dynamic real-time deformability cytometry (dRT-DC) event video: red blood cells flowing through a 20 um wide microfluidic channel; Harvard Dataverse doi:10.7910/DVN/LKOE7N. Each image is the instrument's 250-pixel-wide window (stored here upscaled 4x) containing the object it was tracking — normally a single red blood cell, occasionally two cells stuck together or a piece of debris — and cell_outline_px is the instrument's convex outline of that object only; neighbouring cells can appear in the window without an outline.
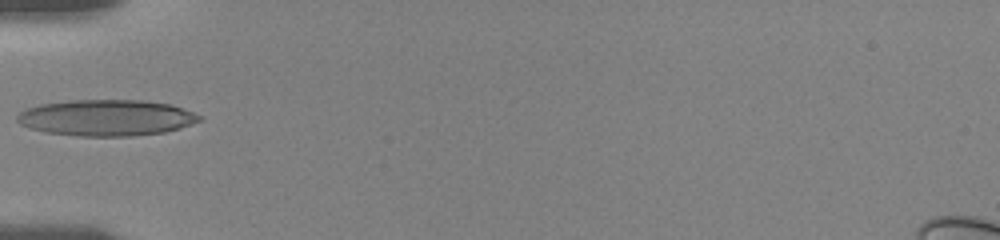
{"species": "human", "species_latin": "Homo sapiens", "temperature_condition": "room temperature", "stored_images_in_passage": 32, "camera_frame_rate_fps": 3000, "um_per_image_px": 0.085, "donor": {"sex": "female"}, "frame": {"image": 1, "passage_image": 1, "time_ms": 0.0, "image_size_px": [1000, 240], "cell_outline_px": [[204, 116], [200, 120], [180, 128], [164, 132], [132, 136], [80, 136], [48, 132], [28, 128], [20, 124], [16, 120], [16, 116], [24, 108], [40, 104], [68, 100], [144, 100], [172, 104]], "centroid_in_image_um": [9.03, 10.0], "position_along_channel_um": 76.0, "area_um2": 38.67}}
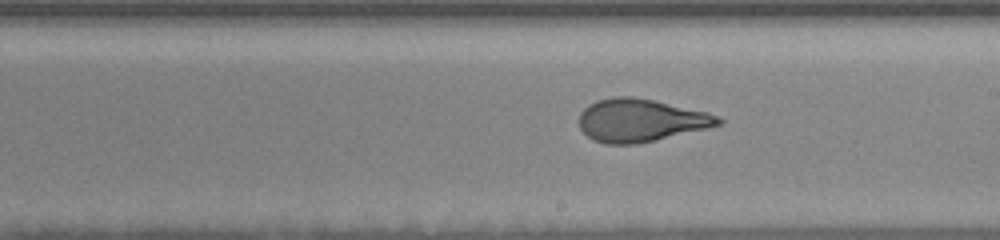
{"frame": {"image": 2, "passage_image": 14, "time_ms": 4.333, "image_size_px": [1000, 240], "cell_outline_px": [[724, 124], [708, 128], [636, 144], [604, 144], [592, 140], [580, 128], [580, 112], [588, 104], [596, 100], [612, 96], [632, 96], [652, 100], [708, 112], [724, 120]], "centroid_in_image_um": [54.44, 10.22], "position_along_channel_um": 234.6, "area_um2": 34.74}}
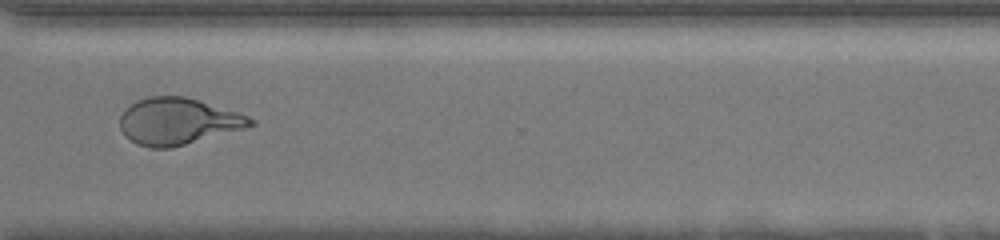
{"frame": {"image": 3, "passage_image": 24, "time_ms": 7.667, "image_size_px": [1000, 240], "cell_outline_px": [[256, 124], [244, 128], [172, 148], [148, 148], [136, 144], [124, 136], [120, 128], [120, 116], [124, 108], [136, 100], [148, 96], [184, 96], [236, 112], [248, 116], [256, 120]], "centroid_in_image_um": [15.06, 10.32], "position_along_channel_um": 355.5, "area_um2": 35.49}, "authors_computed_cell_mechanics": {"area_um2": 34.7956, "velocity_mm_per_s": 3.6414, "shape_relaxation_time_tau1_ms": 6.6275, "shape_relaxation_time_tau2_ms": 0.7268, "deformation_change_tau1": 0.2273, "deformation_change_tau2": 0.0751}}